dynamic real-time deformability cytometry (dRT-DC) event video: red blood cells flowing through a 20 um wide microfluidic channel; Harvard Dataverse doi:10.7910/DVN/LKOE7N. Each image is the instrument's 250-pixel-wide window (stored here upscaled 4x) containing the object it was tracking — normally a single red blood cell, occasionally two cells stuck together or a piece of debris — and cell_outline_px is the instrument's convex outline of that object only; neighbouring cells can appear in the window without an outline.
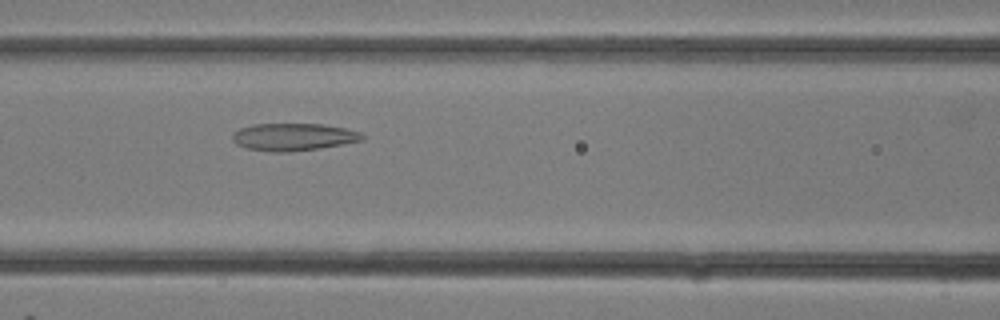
{"species": "common noctule bat (a hibernating species)", "species_latin": "Nyctalus noctula", "temperature_condition": "room temperature", "stored_images_in_passage": 20, "camera_frame_rate_fps": 3000, "um_per_image_px": 0.085, "animal": {"sex": "female"}, "frame": {"image": 1, "passage_image": 13, "time_ms": 4.0, "image_size_px": [1000, 320], "cell_outline_px": [[364, 140], [320, 148], [288, 152], [272, 152], [248, 148], [236, 144], [232, 140], [232, 132], [240, 128], [252, 124], [324, 124], [344, 128], [360, 132], [364, 136]], "centroid_in_image_um": [24.92, 11.63], "position_along_channel_um": 141.7, "area_um2": 20.75}}
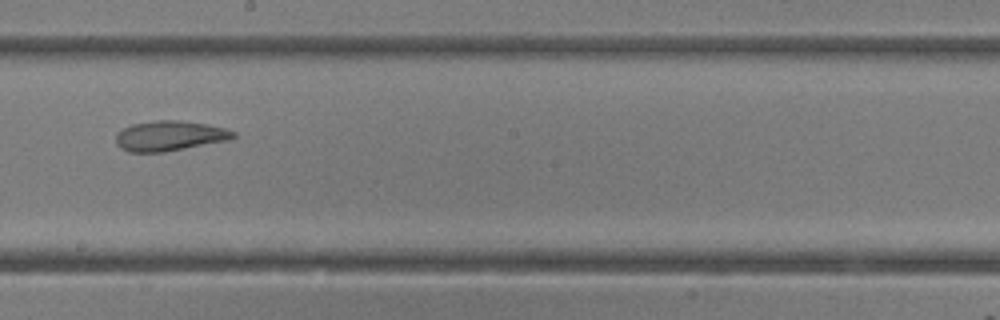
{"frame": {"image": 2, "passage_image": 17, "time_ms": 5.333, "image_size_px": [1000, 320], "cell_outline_px": [[236, 136], [228, 140], [164, 152], [128, 152], [120, 148], [116, 144], [116, 132], [120, 128], [132, 124], [156, 120], [180, 120], [208, 124], [224, 128], [236, 132]], "centroid_in_image_um": [14.37, 11.54], "position_along_channel_um": 233.8, "area_um2": 20.75}}
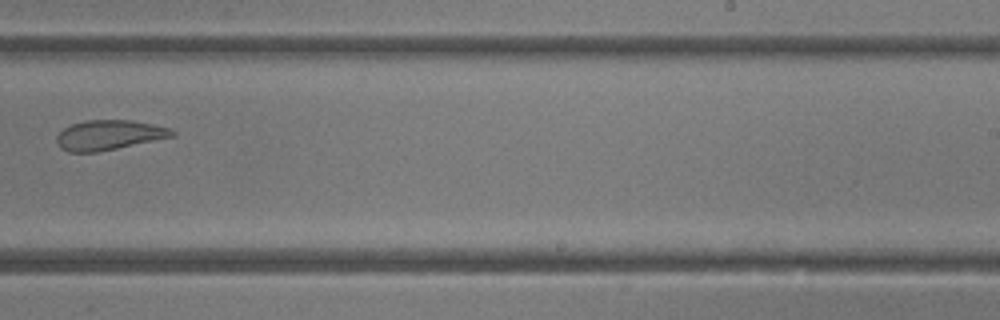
{"frame": {"image": 3, "passage_image": 19, "time_ms": 6.0, "image_size_px": [1000, 320], "cell_outline_px": [[176, 136], [96, 152], [68, 152], [60, 148], [56, 144], [56, 136], [64, 128], [72, 124], [84, 120], [132, 120], [152, 124], [168, 128], [176, 132]], "centroid_in_image_um": [9.24, 11.48], "position_along_channel_um": 279.8, "area_um2": 20.06}}